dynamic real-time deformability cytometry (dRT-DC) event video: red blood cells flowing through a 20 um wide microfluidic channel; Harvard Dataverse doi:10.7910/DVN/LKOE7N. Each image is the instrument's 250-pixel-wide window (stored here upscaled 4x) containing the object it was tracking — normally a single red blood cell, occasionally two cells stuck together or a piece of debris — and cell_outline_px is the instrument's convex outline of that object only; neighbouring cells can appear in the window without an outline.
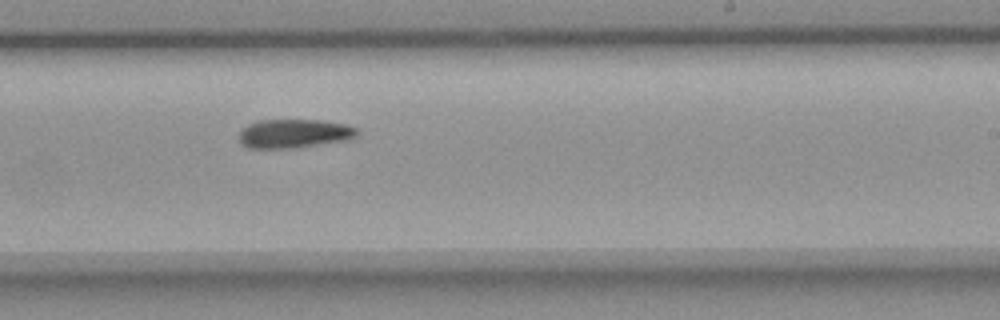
{"species": "common noctule bat (a hibernating species)", "species_latin": "Nyctalus noctula", "temperature_condition": "room temperature", "stored_images_in_passage": 11, "camera_frame_rate_fps": 3000, "um_per_image_px": 0.085, "animal": {"sex": "female", "body_mass_g": 18.4}, "frame": {"image": 1, "passage_image": 10, "time_ms": 11.333, "image_size_px": [1000, 320], "cell_outline_px": [[356, 136], [348, 140], [296, 148], [248, 148], [240, 140], [240, 128], [248, 124], [260, 120], [324, 120], [348, 124], [356, 128]], "centroid_in_image_um": [25.01, 11.34], "position_along_channel_um": 264.0, "area_um2": 19.94}}
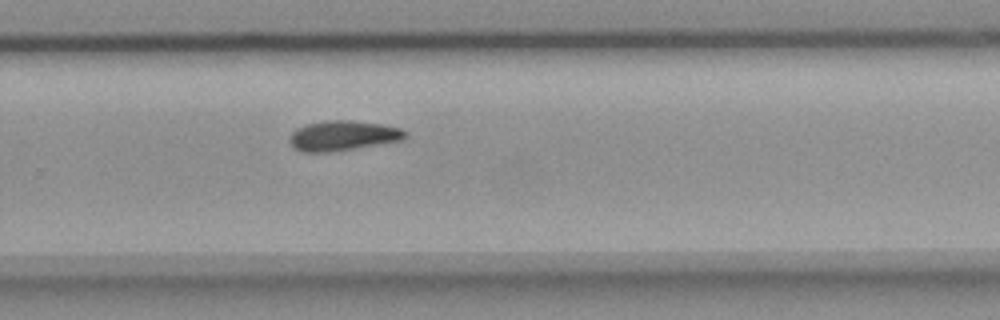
{"frame": {"image": 2, "passage_image": 11, "time_ms": 12.333, "image_size_px": [1000, 320], "cell_outline_px": [[408, 136], [400, 140], [356, 148], [332, 152], [304, 152], [292, 148], [292, 132], [296, 128], [304, 124], [328, 120], [348, 120], [380, 124], [400, 128], [408, 132]], "centroid_in_image_um": [29.14, 11.53], "position_along_channel_um": 300.7, "area_um2": 20.06}}